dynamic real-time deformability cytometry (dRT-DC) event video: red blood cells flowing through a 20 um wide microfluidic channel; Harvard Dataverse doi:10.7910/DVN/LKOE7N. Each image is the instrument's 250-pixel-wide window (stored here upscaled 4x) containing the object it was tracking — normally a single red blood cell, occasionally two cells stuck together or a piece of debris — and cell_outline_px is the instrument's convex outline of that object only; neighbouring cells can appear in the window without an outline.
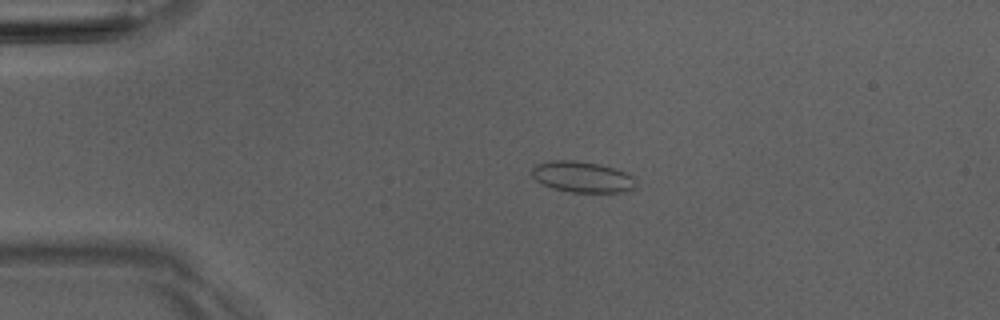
{"species": "Egyptian fruit bat (a non-hibernating species)", "species_latin": "Rousettus aegyptiacus", "temperature_condition": "room temperature", "stored_images_in_passage": 3, "camera_frame_rate_fps": 3000, "um_per_image_px": 0.085, "animal": {"sex": "male"}, "frame": {"image": 1, "passage_image": 2, "time_ms": 1.333, "image_size_px": [1000, 320], "cell_outline_px": [[636, 188], [632, 192], [572, 192], [552, 188], [536, 180], [532, 176], [532, 168], [536, 164], [548, 160], [576, 160], [596, 164], [612, 168], [624, 172], [632, 176], [636, 184]], "centroid_in_image_um": [49.5, 15.04], "position_along_channel_um": 35.5, "area_um2": 18.79}}